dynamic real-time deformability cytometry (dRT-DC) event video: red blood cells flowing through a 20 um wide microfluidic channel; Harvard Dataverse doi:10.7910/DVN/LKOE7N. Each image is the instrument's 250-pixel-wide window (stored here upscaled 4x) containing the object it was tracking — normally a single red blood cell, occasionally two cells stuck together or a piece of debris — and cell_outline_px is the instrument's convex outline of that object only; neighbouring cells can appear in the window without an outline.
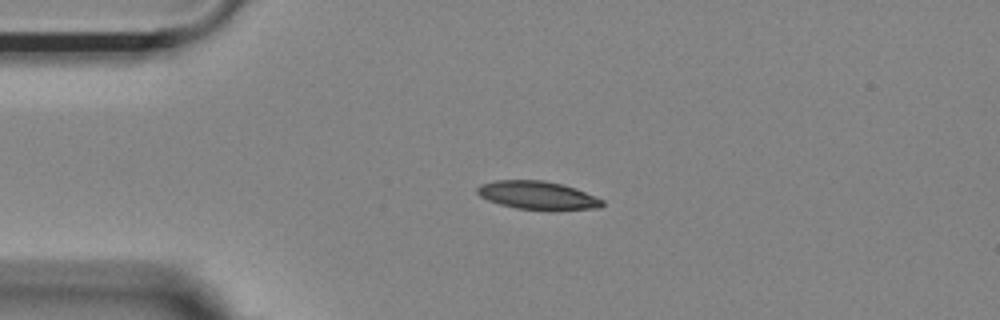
{"species": "Egyptian fruit bat (a non-hibernating species)", "species_latin": "Rousettus aegyptiacus", "temperature_condition": "room temperature", "stored_images_in_passage": 42, "camera_frame_rate_fps": 3000, "um_per_image_px": 0.085, "animal": {"sex": "female"}, "frame": {"image": 1, "passage_image": 1, "time_ms": 0.0, "image_size_px": [1000, 320], "cell_outline_px": [[604, 204], [600, 208], [556, 212], [552, 212], [516, 208], [500, 204], [488, 200], [480, 196], [476, 192], [476, 188], [480, 184], [496, 180], [544, 180], [576, 188], [604, 200]], "centroid_in_image_um": [45.74, 16.63], "position_along_channel_um": 39.3, "area_um2": 21.21}}
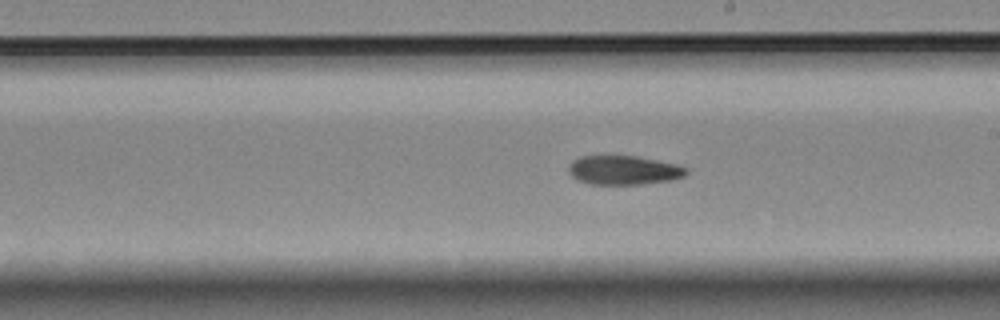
{"frame": {"image": 2, "passage_image": 19, "time_ms": 6.0, "image_size_px": [1000, 320], "cell_outline_px": [[688, 172], [684, 176], [668, 180], [640, 184], [588, 184], [572, 176], [568, 172], [568, 164], [572, 160], [580, 156], [636, 156], [676, 164], [688, 168]], "centroid_in_image_um": [52.98, 14.45], "position_along_channel_um": 236.0, "area_um2": 19.83}}
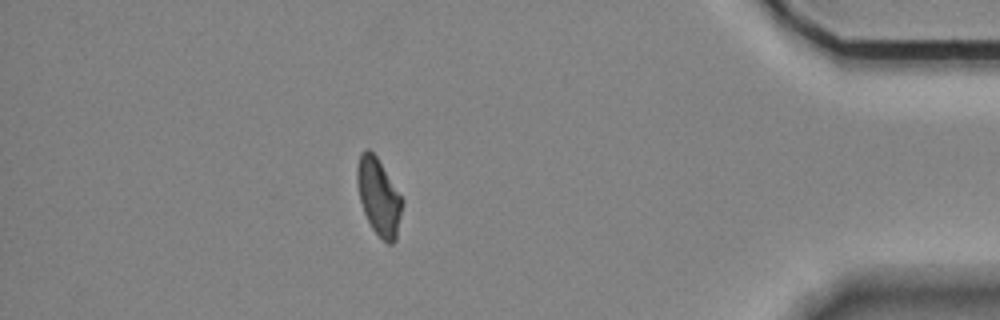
{"frame": {"image": 3, "passage_image": 36, "time_ms": 11.667, "image_size_px": [1000, 320], "cell_outline_px": [[404, 204], [396, 240], [392, 244], [388, 244], [372, 228], [364, 212], [360, 200], [356, 180], [356, 168], [360, 152], [364, 148], [368, 148], [376, 156], [404, 200]], "centroid_in_image_um": [32.2, 16.71], "position_along_channel_um": 403.0, "area_um2": 20.29}}